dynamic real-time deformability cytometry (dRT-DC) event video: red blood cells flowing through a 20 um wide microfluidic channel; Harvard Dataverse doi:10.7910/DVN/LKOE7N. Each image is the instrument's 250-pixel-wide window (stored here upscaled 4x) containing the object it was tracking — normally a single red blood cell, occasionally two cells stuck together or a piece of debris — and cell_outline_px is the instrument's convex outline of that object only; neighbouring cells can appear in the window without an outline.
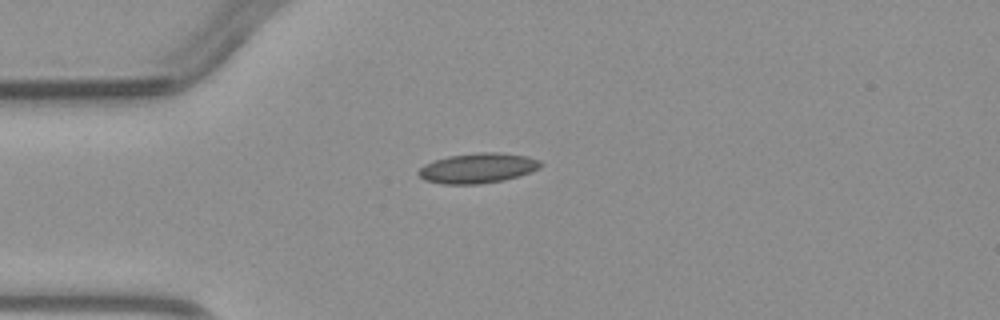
{"species": "common noctule bat (a hibernating species)", "species_latin": "Nyctalus noctula", "temperature_condition": "warm", "stored_images_in_passage": 1, "camera_frame_rate_fps": 3000, "um_per_image_px": 0.085, "animal": {"sex": "male", "body_mass_g": 23.1, "forearm_length_mm": 52.7}, "frame": {"image": 1, "passage_image": 1, "time_ms": 0.0, "image_size_px": [1000, 320], "cell_outline_px": [[544, 164], [540, 168], [532, 172], [504, 180], [480, 184], [440, 184], [424, 180], [416, 172], [424, 164], [432, 160], [448, 156], [476, 152], [500, 152], [528, 156], [540, 160]], "centroid_in_image_um": [40.62, 14.28], "position_along_channel_um": 44.4, "area_um2": 21.79}}